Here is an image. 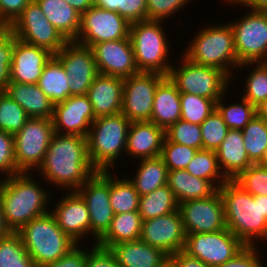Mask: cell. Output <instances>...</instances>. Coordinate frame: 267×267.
<instances>
[{
	"mask_svg": "<svg viewBox=\"0 0 267 267\" xmlns=\"http://www.w3.org/2000/svg\"><path fill=\"white\" fill-rule=\"evenodd\" d=\"M241 130L229 129L225 139L216 150L219 167L228 180H234L252 165Z\"/></svg>",
	"mask_w": 267,
	"mask_h": 267,
	"instance_id": "obj_26",
	"label": "cell"
},
{
	"mask_svg": "<svg viewBox=\"0 0 267 267\" xmlns=\"http://www.w3.org/2000/svg\"><path fill=\"white\" fill-rule=\"evenodd\" d=\"M156 72H139L124 78L121 113L130 121H150L158 84L165 78Z\"/></svg>",
	"mask_w": 267,
	"mask_h": 267,
	"instance_id": "obj_15",
	"label": "cell"
},
{
	"mask_svg": "<svg viewBox=\"0 0 267 267\" xmlns=\"http://www.w3.org/2000/svg\"><path fill=\"white\" fill-rule=\"evenodd\" d=\"M249 65L251 71L246 75L245 87L241 96L256 107L267 99V62L242 63L237 69L243 70V67L248 68Z\"/></svg>",
	"mask_w": 267,
	"mask_h": 267,
	"instance_id": "obj_37",
	"label": "cell"
},
{
	"mask_svg": "<svg viewBox=\"0 0 267 267\" xmlns=\"http://www.w3.org/2000/svg\"><path fill=\"white\" fill-rule=\"evenodd\" d=\"M52 119L29 118L14 135L15 162L20 172L39 168L54 134Z\"/></svg>",
	"mask_w": 267,
	"mask_h": 267,
	"instance_id": "obj_9",
	"label": "cell"
},
{
	"mask_svg": "<svg viewBox=\"0 0 267 267\" xmlns=\"http://www.w3.org/2000/svg\"><path fill=\"white\" fill-rule=\"evenodd\" d=\"M218 190L224 203L226 227L246 246H256L259 240L266 243L267 196H253L234 180H227Z\"/></svg>",
	"mask_w": 267,
	"mask_h": 267,
	"instance_id": "obj_2",
	"label": "cell"
},
{
	"mask_svg": "<svg viewBox=\"0 0 267 267\" xmlns=\"http://www.w3.org/2000/svg\"><path fill=\"white\" fill-rule=\"evenodd\" d=\"M246 245L228 228L216 232L186 234L184 252L210 267L234 258Z\"/></svg>",
	"mask_w": 267,
	"mask_h": 267,
	"instance_id": "obj_12",
	"label": "cell"
},
{
	"mask_svg": "<svg viewBox=\"0 0 267 267\" xmlns=\"http://www.w3.org/2000/svg\"><path fill=\"white\" fill-rule=\"evenodd\" d=\"M9 28L17 39L45 48L54 55L68 42L48 21L35 0L24 8Z\"/></svg>",
	"mask_w": 267,
	"mask_h": 267,
	"instance_id": "obj_10",
	"label": "cell"
},
{
	"mask_svg": "<svg viewBox=\"0 0 267 267\" xmlns=\"http://www.w3.org/2000/svg\"><path fill=\"white\" fill-rule=\"evenodd\" d=\"M241 132L250 162L258 164L267 148V123L256 115Z\"/></svg>",
	"mask_w": 267,
	"mask_h": 267,
	"instance_id": "obj_39",
	"label": "cell"
},
{
	"mask_svg": "<svg viewBox=\"0 0 267 267\" xmlns=\"http://www.w3.org/2000/svg\"><path fill=\"white\" fill-rule=\"evenodd\" d=\"M14 34L9 27L0 26V90L4 91L10 83Z\"/></svg>",
	"mask_w": 267,
	"mask_h": 267,
	"instance_id": "obj_47",
	"label": "cell"
},
{
	"mask_svg": "<svg viewBox=\"0 0 267 267\" xmlns=\"http://www.w3.org/2000/svg\"><path fill=\"white\" fill-rule=\"evenodd\" d=\"M162 23L165 22L144 20L130 24L129 37L139 72H156L164 76L170 72L173 63L169 62L168 56L171 49Z\"/></svg>",
	"mask_w": 267,
	"mask_h": 267,
	"instance_id": "obj_7",
	"label": "cell"
},
{
	"mask_svg": "<svg viewBox=\"0 0 267 267\" xmlns=\"http://www.w3.org/2000/svg\"><path fill=\"white\" fill-rule=\"evenodd\" d=\"M247 0H224V2L226 3V4H232V6H233V4L234 5H243L245 2H246Z\"/></svg>",
	"mask_w": 267,
	"mask_h": 267,
	"instance_id": "obj_61",
	"label": "cell"
},
{
	"mask_svg": "<svg viewBox=\"0 0 267 267\" xmlns=\"http://www.w3.org/2000/svg\"><path fill=\"white\" fill-rule=\"evenodd\" d=\"M256 115L267 123V99L256 106Z\"/></svg>",
	"mask_w": 267,
	"mask_h": 267,
	"instance_id": "obj_60",
	"label": "cell"
},
{
	"mask_svg": "<svg viewBox=\"0 0 267 267\" xmlns=\"http://www.w3.org/2000/svg\"><path fill=\"white\" fill-rule=\"evenodd\" d=\"M178 210L186 234L216 232L227 228L219 190L208 198L180 203Z\"/></svg>",
	"mask_w": 267,
	"mask_h": 267,
	"instance_id": "obj_17",
	"label": "cell"
},
{
	"mask_svg": "<svg viewBox=\"0 0 267 267\" xmlns=\"http://www.w3.org/2000/svg\"><path fill=\"white\" fill-rule=\"evenodd\" d=\"M234 181L253 196H267V168L252 164L242 171Z\"/></svg>",
	"mask_w": 267,
	"mask_h": 267,
	"instance_id": "obj_46",
	"label": "cell"
},
{
	"mask_svg": "<svg viewBox=\"0 0 267 267\" xmlns=\"http://www.w3.org/2000/svg\"><path fill=\"white\" fill-rule=\"evenodd\" d=\"M140 195L127 178H120L110 170V206L114 214L139 210Z\"/></svg>",
	"mask_w": 267,
	"mask_h": 267,
	"instance_id": "obj_35",
	"label": "cell"
},
{
	"mask_svg": "<svg viewBox=\"0 0 267 267\" xmlns=\"http://www.w3.org/2000/svg\"><path fill=\"white\" fill-rule=\"evenodd\" d=\"M3 173V174H1ZM21 173L15 162L14 135L0 130V177Z\"/></svg>",
	"mask_w": 267,
	"mask_h": 267,
	"instance_id": "obj_49",
	"label": "cell"
},
{
	"mask_svg": "<svg viewBox=\"0 0 267 267\" xmlns=\"http://www.w3.org/2000/svg\"><path fill=\"white\" fill-rule=\"evenodd\" d=\"M225 94L216 102V109L222 115L229 129L243 130L256 116V107L240 96V102L225 104Z\"/></svg>",
	"mask_w": 267,
	"mask_h": 267,
	"instance_id": "obj_40",
	"label": "cell"
},
{
	"mask_svg": "<svg viewBox=\"0 0 267 267\" xmlns=\"http://www.w3.org/2000/svg\"><path fill=\"white\" fill-rule=\"evenodd\" d=\"M91 49L99 74L127 78L139 73L129 36L94 44Z\"/></svg>",
	"mask_w": 267,
	"mask_h": 267,
	"instance_id": "obj_20",
	"label": "cell"
},
{
	"mask_svg": "<svg viewBox=\"0 0 267 267\" xmlns=\"http://www.w3.org/2000/svg\"><path fill=\"white\" fill-rule=\"evenodd\" d=\"M130 123L122 113L93 121L86 138L89 159L97 171H110L111 167L113 171L120 155L125 154Z\"/></svg>",
	"mask_w": 267,
	"mask_h": 267,
	"instance_id": "obj_5",
	"label": "cell"
},
{
	"mask_svg": "<svg viewBox=\"0 0 267 267\" xmlns=\"http://www.w3.org/2000/svg\"><path fill=\"white\" fill-rule=\"evenodd\" d=\"M258 165L267 168V148L265 149L263 157H262L261 161L258 163Z\"/></svg>",
	"mask_w": 267,
	"mask_h": 267,
	"instance_id": "obj_62",
	"label": "cell"
},
{
	"mask_svg": "<svg viewBox=\"0 0 267 267\" xmlns=\"http://www.w3.org/2000/svg\"><path fill=\"white\" fill-rule=\"evenodd\" d=\"M120 267H166L169 255L141 240L121 242L109 247Z\"/></svg>",
	"mask_w": 267,
	"mask_h": 267,
	"instance_id": "obj_25",
	"label": "cell"
},
{
	"mask_svg": "<svg viewBox=\"0 0 267 267\" xmlns=\"http://www.w3.org/2000/svg\"><path fill=\"white\" fill-rule=\"evenodd\" d=\"M169 265L171 267H210L198 258L188 255L183 250L169 256Z\"/></svg>",
	"mask_w": 267,
	"mask_h": 267,
	"instance_id": "obj_55",
	"label": "cell"
},
{
	"mask_svg": "<svg viewBox=\"0 0 267 267\" xmlns=\"http://www.w3.org/2000/svg\"><path fill=\"white\" fill-rule=\"evenodd\" d=\"M0 267H37L17 232L0 238Z\"/></svg>",
	"mask_w": 267,
	"mask_h": 267,
	"instance_id": "obj_38",
	"label": "cell"
},
{
	"mask_svg": "<svg viewBox=\"0 0 267 267\" xmlns=\"http://www.w3.org/2000/svg\"><path fill=\"white\" fill-rule=\"evenodd\" d=\"M257 248L258 245L246 246L234 258L216 267H265V264L261 263V257L258 256L260 251Z\"/></svg>",
	"mask_w": 267,
	"mask_h": 267,
	"instance_id": "obj_50",
	"label": "cell"
},
{
	"mask_svg": "<svg viewBox=\"0 0 267 267\" xmlns=\"http://www.w3.org/2000/svg\"><path fill=\"white\" fill-rule=\"evenodd\" d=\"M32 175L21 172L0 179V202L5 222L12 232L50 212L53 194L50 195Z\"/></svg>",
	"mask_w": 267,
	"mask_h": 267,
	"instance_id": "obj_3",
	"label": "cell"
},
{
	"mask_svg": "<svg viewBox=\"0 0 267 267\" xmlns=\"http://www.w3.org/2000/svg\"><path fill=\"white\" fill-rule=\"evenodd\" d=\"M30 117L4 91L0 93V130L15 135Z\"/></svg>",
	"mask_w": 267,
	"mask_h": 267,
	"instance_id": "obj_42",
	"label": "cell"
},
{
	"mask_svg": "<svg viewBox=\"0 0 267 267\" xmlns=\"http://www.w3.org/2000/svg\"><path fill=\"white\" fill-rule=\"evenodd\" d=\"M53 55L45 48L25 43L14 36L10 82L37 84L44 66Z\"/></svg>",
	"mask_w": 267,
	"mask_h": 267,
	"instance_id": "obj_22",
	"label": "cell"
},
{
	"mask_svg": "<svg viewBox=\"0 0 267 267\" xmlns=\"http://www.w3.org/2000/svg\"><path fill=\"white\" fill-rule=\"evenodd\" d=\"M118 14L130 24L147 20V0H121Z\"/></svg>",
	"mask_w": 267,
	"mask_h": 267,
	"instance_id": "obj_51",
	"label": "cell"
},
{
	"mask_svg": "<svg viewBox=\"0 0 267 267\" xmlns=\"http://www.w3.org/2000/svg\"><path fill=\"white\" fill-rule=\"evenodd\" d=\"M246 12L237 22H229L234 33L237 61L239 64L267 62V12L251 9Z\"/></svg>",
	"mask_w": 267,
	"mask_h": 267,
	"instance_id": "obj_11",
	"label": "cell"
},
{
	"mask_svg": "<svg viewBox=\"0 0 267 267\" xmlns=\"http://www.w3.org/2000/svg\"><path fill=\"white\" fill-rule=\"evenodd\" d=\"M241 6L251 10L267 12V0H247Z\"/></svg>",
	"mask_w": 267,
	"mask_h": 267,
	"instance_id": "obj_58",
	"label": "cell"
},
{
	"mask_svg": "<svg viewBox=\"0 0 267 267\" xmlns=\"http://www.w3.org/2000/svg\"><path fill=\"white\" fill-rule=\"evenodd\" d=\"M124 78L99 74L89 87L87 96L95 117L121 113Z\"/></svg>",
	"mask_w": 267,
	"mask_h": 267,
	"instance_id": "obj_24",
	"label": "cell"
},
{
	"mask_svg": "<svg viewBox=\"0 0 267 267\" xmlns=\"http://www.w3.org/2000/svg\"><path fill=\"white\" fill-rule=\"evenodd\" d=\"M165 137L171 142L202 150L201 127L198 124L179 120L165 131Z\"/></svg>",
	"mask_w": 267,
	"mask_h": 267,
	"instance_id": "obj_44",
	"label": "cell"
},
{
	"mask_svg": "<svg viewBox=\"0 0 267 267\" xmlns=\"http://www.w3.org/2000/svg\"><path fill=\"white\" fill-rule=\"evenodd\" d=\"M198 149L169 141L166 137L163 142L160 157L168 171L186 169Z\"/></svg>",
	"mask_w": 267,
	"mask_h": 267,
	"instance_id": "obj_45",
	"label": "cell"
},
{
	"mask_svg": "<svg viewBox=\"0 0 267 267\" xmlns=\"http://www.w3.org/2000/svg\"><path fill=\"white\" fill-rule=\"evenodd\" d=\"M93 6H98L107 10L116 11L121 7V0H91Z\"/></svg>",
	"mask_w": 267,
	"mask_h": 267,
	"instance_id": "obj_56",
	"label": "cell"
},
{
	"mask_svg": "<svg viewBox=\"0 0 267 267\" xmlns=\"http://www.w3.org/2000/svg\"><path fill=\"white\" fill-rule=\"evenodd\" d=\"M167 185L179 204L208 198L218 190L209 180L197 178L186 169L168 171Z\"/></svg>",
	"mask_w": 267,
	"mask_h": 267,
	"instance_id": "obj_30",
	"label": "cell"
},
{
	"mask_svg": "<svg viewBox=\"0 0 267 267\" xmlns=\"http://www.w3.org/2000/svg\"><path fill=\"white\" fill-rule=\"evenodd\" d=\"M77 192L85 200L94 244L106 233L114 217L110 206V171H97Z\"/></svg>",
	"mask_w": 267,
	"mask_h": 267,
	"instance_id": "obj_13",
	"label": "cell"
},
{
	"mask_svg": "<svg viewBox=\"0 0 267 267\" xmlns=\"http://www.w3.org/2000/svg\"><path fill=\"white\" fill-rule=\"evenodd\" d=\"M79 246V247H78ZM88 248H81L80 245L73 247L67 254L56 262L43 265L41 267H85Z\"/></svg>",
	"mask_w": 267,
	"mask_h": 267,
	"instance_id": "obj_54",
	"label": "cell"
},
{
	"mask_svg": "<svg viewBox=\"0 0 267 267\" xmlns=\"http://www.w3.org/2000/svg\"><path fill=\"white\" fill-rule=\"evenodd\" d=\"M16 232L37 267L56 262L77 245L57 225L51 212L32 219Z\"/></svg>",
	"mask_w": 267,
	"mask_h": 267,
	"instance_id": "obj_6",
	"label": "cell"
},
{
	"mask_svg": "<svg viewBox=\"0 0 267 267\" xmlns=\"http://www.w3.org/2000/svg\"><path fill=\"white\" fill-rule=\"evenodd\" d=\"M181 120L201 125L216 110V102L202 96L181 93Z\"/></svg>",
	"mask_w": 267,
	"mask_h": 267,
	"instance_id": "obj_41",
	"label": "cell"
},
{
	"mask_svg": "<svg viewBox=\"0 0 267 267\" xmlns=\"http://www.w3.org/2000/svg\"><path fill=\"white\" fill-rule=\"evenodd\" d=\"M37 171L48 186L51 183L65 191H77L97 172L89 159L87 138L59 133L52 135Z\"/></svg>",
	"mask_w": 267,
	"mask_h": 267,
	"instance_id": "obj_1",
	"label": "cell"
},
{
	"mask_svg": "<svg viewBox=\"0 0 267 267\" xmlns=\"http://www.w3.org/2000/svg\"><path fill=\"white\" fill-rule=\"evenodd\" d=\"M186 170L197 178L209 180L217 189L228 180L222 173L216 151L213 150H198Z\"/></svg>",
	"mask_w": 267,
	"mask_h": 267,
	"instance_id": "obj_36",
	"label": "cell"
},
{
	"mask_svg": "<svg viewBox=\"0 0 267 267\" xmlns=\"http://www.w3.org/2000/svg\"><path fill=\"white\" fill-rule=\"evenodd\" d=\"M57 199L51 214L57 225L77 244L90 235V216L85 200L77 191H66ZM54 209V210H53ZM87 236V237H86ZM82 239V240H81Z\"/></svg>",
	"mask_w": 267,
	"mask_h": 267,
	"instance_id": "obj_21",
	"label": "cell"
},
{
	"mask_svg": "<svg viewBox=\"0 0 267 267\" xmlns=\"http://www.w3.org/2000/svg\"><path fill=\"white\" fill-rule=\"evenodd\" d=\"M68 75L60 60L53 55L44 66L37 85L53 104L65 101L70 97Z\"/></svg>",
	"mask_w": 267,
	"mask_h": 267,
	"instance_id": "obj_33",
	"label": "cell"
},
{
	"mask_svg": "<svg viewBox=\"0 0 267 267\" xmlns=\"http://www.w3.org/2000/svg\"><path fill=\"white\" fill-rule=\"evenodd\" d=\"M200 29L181 55L195 64L216 67L232 79L234 69L240 64L237 61L234 33L230 23L210 24Z\"/></svg>",
	"mask_w": 267,
	"mask_h": 267,
	"instance_id": "obj_4",
	"label": "cell"
},
{
	"mask_svg": "<svg viewBox=\"0 0 267 267\" xmlns=\"http://www.w3.org/2000/svg\"><path fill=\"white\" fill-rule=\"evenodd\" d=\"M95 119L87 95L70 96L54 104L52 122L55 133L86 137Z\"/></svg>",
	"mask_w": 267,
	"mask_h": 267,
	"instance_id": "obj_19",
	"label": "cell"
},
{
	"mask_svg": "<svg viewBox=\"0 0 267 267\" xmlns=\"http://www.w3.org/2000/svg\"><path fill=\"white\" fill-rule=\"evenodd\" d=\"M85 267H120V265L109 248L93 243V246L88 248Z\"/></svg>",
	"mask_w": 267,
	"mask_h": 267,
	"instance_id": "obj_52",
	"label": "cell"
},
{
	"mask_svg": "<svg viewBox=\"0 0 267 267\" xmlns=\"http://www.w3.org/2000/svg\"><path fill=\"white\" fill-rule=\"evenodd\" d=\"M11 232L12 231L10 230V228L7 226L5 222L3 208L0 202V238L7 236Z\"/></svg>",
	"mask_w": 267,
	"mask_h": 267,
	"instance_id": "obj_59",
	"label": "cell"
},
{
	"mask_svg": "<svg viewBox=\"0 0 267 267\" xmlns=\"http://www.w3.org/2000/svg\"><path fill=\"white\" fill-rule=\"evenodd\" d=\"M4 92L20 105L30 118L52 119L54 104L37 84L10 82Z\"/></svg>",
	"mask_w": 267,
	"mask_h": 267,
	"instance_id": "obj_28",
	"label": "cell"
},
{
	"mask_svg": "<svg viewBox=\"0 0 267 267\" xmlns=\"http://www.w3.org/2000/svg\"><path fill=\"white\" fill-rule=\"evenodd\" d=\"M136 174L128 178L140 196L167 184L168 169L160 156L139 160Z\"/></svg>",
	"mask_w": 267,
	"mask_h": 267,
	"instance_id": "obj_32",
	"label": "cell"
},
{
	"mask_svg": "<svg viewBox=\"0 0 267 267\" xmlns=\"http://www.w3.org/2000/svg\"><path fill=\"white\" fill-rule=\"evenodd\" d=\"M165 130L151 121H133L129 125L125 154L134 158L147 159L161 154Z\"/></svg>",
	"mask_w": 267,
	"mask_h": 267,
	"instance_id": "obj_23",
	"label": "cell"
},
{
	"mask_svg": "<svg viewBox=\"0 0 267 267\" xmlns=\"http://www.w3.org/2000/svg\"><path fill=\"white\" fill-rule=\"evenodd\" d=\"M140 240L162 249L169 256L184 250L186 232L179 210L143 220Z\"/></svg>",
	"mask_w": 267,
	"mask_h": 267,
	"instance_id": "obj_18",
	"label": "cell"
},
{
	"mask_svg": "<svg viewBox=\"0 0 267 267\" xmlns=\"http://www.w3.org/2000/svg\"><path fill=\"white\" fill-rule=\"evenodd\" d=\"M130 23L116 11L92 6L81 15L80 30L75 42L92 47L94 44L125 39Z\"/></svg>",
	"mask_w": 267,
	"mask_h": 267,
	"instance_id": "obj_14",
	"label": "cell"
},
{
	"mask_svg": "<svg viewBox=\"0 0 267 267\" xmlns=\"http://www.w3.org/2000/svg\"><path fill=\"white\" fill-rule=\"evenodd\" d=\"M71 7H73L81 15L92 7L91 0H65Z\"/></svg>",
	"mask_w": 267,
	"mask_h": 267,
	"instance_id": "obj_57",
	"label": "cell"
},
{
	"mask_svg": "<svg viewBox=\"0 0 267 267\" xmlns=\"http://www.w3.org/2000/svg\"><path fill=\"white\" fill-rule=\"evenodd\" d=\"M200 127L203 150L216 151L229 131L228 126L217 109L208 116Z\"/></svg>",
	"mask_w": 267,
	"mask_h": 267,
	"instance_id": "obj_43",
	"label": "cell"
},
{
	"mask_svg": "<svg viewBox=\"0 0 267 267\" xmlns=\"http://www.w3.org/2000/svg\"><path fill=\"white\" fill-rule=\"evenodd\" d=\"M41 7L48 21L63 35L67 41L77 39L81 14L65 0H35Z\"/></svg>",
	"mask_w": 267,
	"mask_h": 267,
	"instance_id": "obj_29",
	"label": "cell"
},
{
	"mask_svg": "<svg viewBox=\"0 0 267 267\" xmlns=\"http://www.w3.org/2000/svg\"><path fill=\"white\" fill-rule=\"evenodd\" d=\"M178 206L174 193L166 184L149 194L140 196L138 212L142 220H148L175 212Z\"/></svg>",
	"mask_w": 267,
	"mask_h": 267,
	"instance_id": "obj_34",
	"label": "cell"
},
{
	"mask_svg": "<svg viewBox=\"0 0 267 267\" xmlns=\"http://www.w3.org/2000/svg\"><path fill=\"white\" fill-rule=\"evenodd\" d=\"M142 217L138 211L115 214L106 233L97 241V245L109 248L112 245L140 240Z\"/></svg>",
	"mask_w": 267,
	"mask_h": 267,
	"instance_id": "obj_31",
	"label": "cell"
},
{
	"mask_svg": "<svg viewBox=\"0 0 267 267\" xmlns=\"http://www.w3.org/2000/svg\"><path fill=\"white\" fill-rule=\"evenodd\" d=\"M180 95L176 85L166 76L156 88L150 121L166 131L181 120Z\"/></svg>",
	"mask_w": 267,
	"mask_h": 267,
	"instance_id": "obj_27",
	"label": "cell"
},
{
	"mask_svg": "<svg viewBox=\"0 0 267 267\" xmlns=\"http://www.w3.org/2000/svg\"><path fill=\"white\" fill-rule=\"evenodd\" d=\"M179 59V67L173 63L168 77L180 93L198 95L217 102L229 91L228 85L232 79L224 71L195 64L184 55Z\"/></svg>",
	"mask_w": 267,
	"mask_h": 267,
	"instance_id": "obj_8",
	"label": "cell"
},
{
	"mask_svg": "<svg viewBox=\"0 0 267 267\" xmlns=\"http://www.w3.org/2000/svg\"><path fill=\"white\" fill-rule=\"evenodd\" d=\"M193 0H147V20L166 21Z\"/></svg>",
	"mask_w": 267,
	"mask_h": 267,
	"instance_id": "obj_48",
	"label": "cell"
},
{
	"mask_svg": "<svg viewBox=\"0 0 267 267\" xmlns=\"http://www.w3.org/2000/svg\"><path fill=\"white\" fill-rule=\"evenodd\" d=\"M32 0H0V26L9 27Z\"/></svg>",
	"mask_w": 267,
	"mask_h": 267,
	"instance_id": "obj_53",
	"label": "cell"
},
{
	"mask_svg": "<svg viewBox=\"0 0 267 267\" xmlns=\"http://www.w3.org/2000/svg\"><path fill=\"white\" fill-rule=\"evenodd\" d=\"M55 56L68 75L70 96L87 95L89 87L99 75L91 47L68 41Z\"/></svg>",
	"mask_w": 267,
	"mask_h": 267,
	"instance_id": "obj_16",
	"label": "cell"
}]
</instances>
